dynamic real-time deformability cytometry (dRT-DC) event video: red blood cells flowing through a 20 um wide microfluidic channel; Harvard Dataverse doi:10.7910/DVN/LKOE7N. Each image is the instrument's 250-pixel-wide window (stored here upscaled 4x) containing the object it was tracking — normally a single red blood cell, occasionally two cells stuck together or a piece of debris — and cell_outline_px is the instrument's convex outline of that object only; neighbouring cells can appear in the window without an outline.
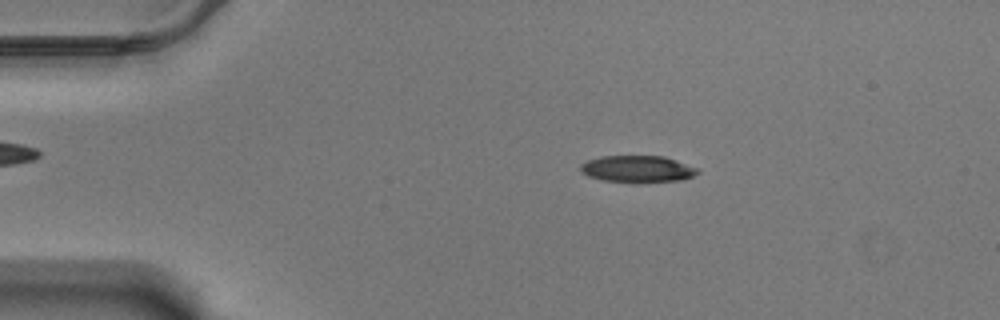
{"species": "Egyptian fruit bat (a non-hibernating species)", "species_latin": "Rousettus aegyptiacus", "temperature_condition": "warm", "stored_images_in_passage": 58, "camera_frame_rate_fps": 3000, "um_per_image_px": 0.085, "animal": {"sex": "male"}, "frame": {"image": 1, "passage_image": 11, "time_ms": 3.333, "image_size_px": [1000, 320], "cell_outline_px": [[700, 172], [692, 176], [680, 180], [644, 184], [636, 184], [600, 180], [588, 176], [580, 172], [580, 164], [588, 160], [600, 156], [664, 156], [700, 168]], "centroid_in_image_um": [54.19, 14.39], "position_along_channel_um": 30.8, "area_um2": 18.96}}
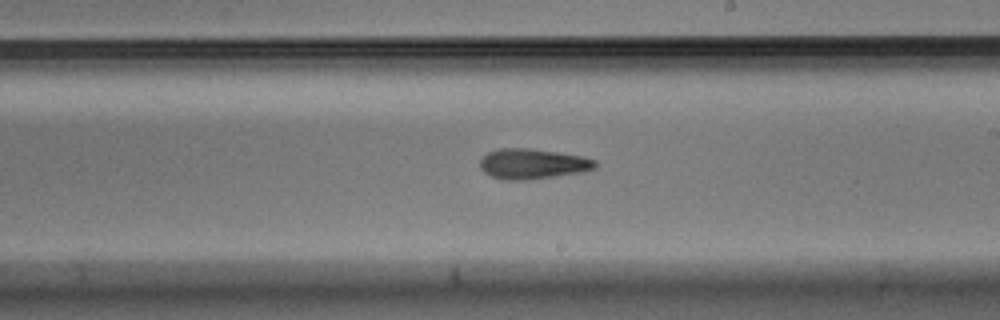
{"frame": {"image": 2, "passage_image": 34, "time_ms": 11.0, "image_size_px": [1000, 320], "cell_outline_px": [[600, 164], [596, 168], [584, 172], [528, 180], [504, 180], [492, 176], [484, 172], [480, 168], [480, 160], [488, 152], [500, 148], [528, 148], [556, 152], [580, 156], [596, 160]], "centroid_in_image_um": [45.3, 13.93], "position_along_channel_um": 243.7, "area_um2": 20.4}}
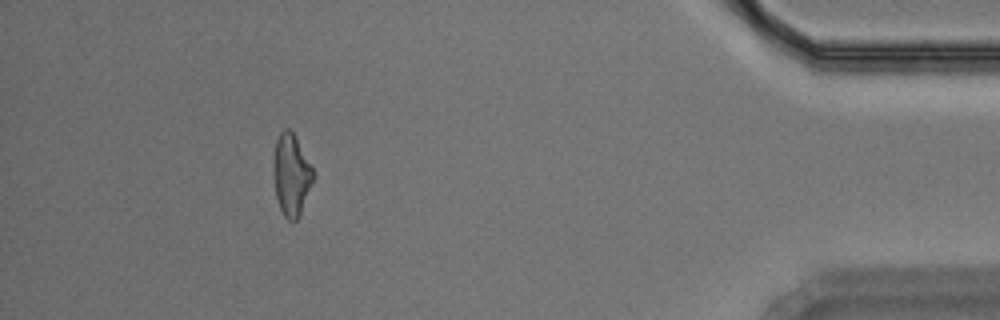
{"frame": {"image": 3, "passage_image": 53, "time_ms": 17.333, "image_size_px": [1000, 320], "cell_outline_px": [[316, 176], [300, 216], [296, 220], [288, 220], [284, 216], [280, 208], [276, 196], [272, 172], [272, 164], [276, 140], [280, 132], [284, 128], [288, 128], [296, 136]], "centroid_in_image_um": [24.76, 14.86], "position_along_channel_um": 410.4, "area_um2": 19.31}, "authors_computed_cell_mechanics": {"area_um2": 19.4497, "velocity_mm_per_s": 3.482, "shape_relaxation_time_tau1_ms": 7.1921, "shape_relaxation_time_tau2_ms": 5.1427, "deformation_change_tau1": 0.1771, "deformation_change_tau2": 0.1615}}